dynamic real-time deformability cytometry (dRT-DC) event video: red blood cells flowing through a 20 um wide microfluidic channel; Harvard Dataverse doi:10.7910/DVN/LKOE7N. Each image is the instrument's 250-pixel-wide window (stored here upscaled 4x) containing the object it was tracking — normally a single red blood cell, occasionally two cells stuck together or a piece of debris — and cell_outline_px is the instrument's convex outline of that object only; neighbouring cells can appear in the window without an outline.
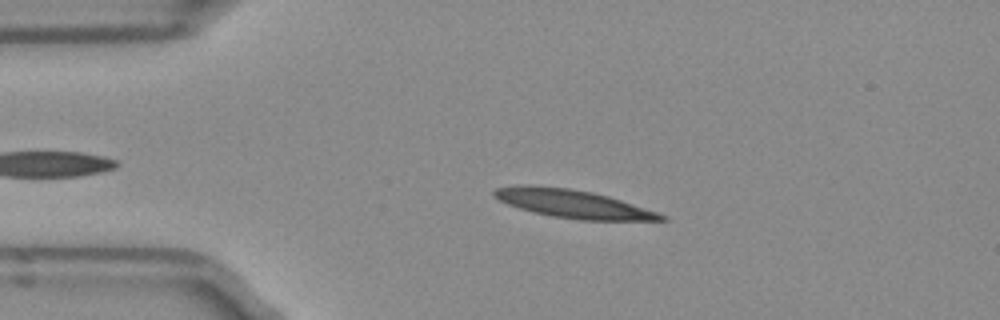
{"species": "Egyptian fruit bat (a non-hibernating species)", "species_latin": "Rousettus aegyptiacus", "temperature_condition": "room temperature", "stored_images_in_passage": 33, "camera_frame_rate_fps": 3000, "um_per_image_px": 0.085, "frame": {"image": 1, "passage_image": 3, "time_ms": 0.667, "image_size_px": [1000, 320], "cell_outline_px": [[668, 220], [580, 220], [552, 216], [532, 212], [508, 204], [492, 196], [492, 192], [496, 188], [520, 184], [528, 184], [568, 188], [592, 192], [608, 196], [668, 216]], "centroid_in_image_um": [48.64, 17.31], "position_along_channel_um": 36.4, "area_um2": 27.28}}
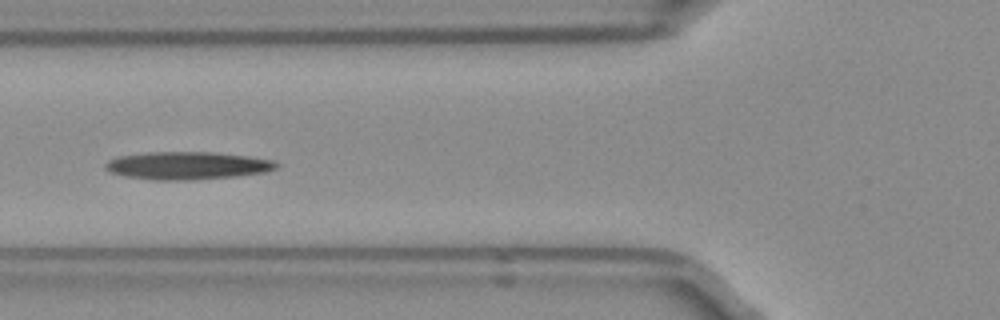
{"frame": {"image": 2, "passage_image": 11, "time_ms": 3.333, "image_size_px": [1000, 320], "cell_outline_px": [[280, 164], [276, 168], [264, 172], [236, 176], [192, 180], [152, 180], [128, 176], [112, 172], [104, 168], [104, 164], [108, 160], [120, 156], [148, 152], [212, 152], [248, 156], [272, 160]], "centroid_in_image_um": [15.93, 14.07], "position_along_channel_um": 109.9, "area_um2": 27.51}}
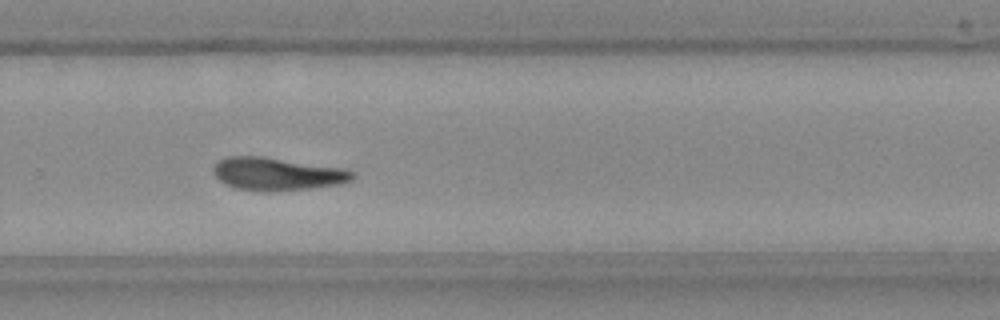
{"frame": {"image": 3, "passage_image": 26, "time_ms": 8.333, "image_size_px": [1000, 320], "cell_outline_px": [[356, 176], [352, 180], [340, 184], [308, 188], [268, 192], [264, 192], [236, 188], [224, 184], [212, 172], [212, 168], [220, 160], [228, 156], [260, 156], [340, 168], [352, 172]], "centroid_in_image_um": [23.51, 14.79], "position_along_channel_um": 306.3, "area_um2": 26.3}}